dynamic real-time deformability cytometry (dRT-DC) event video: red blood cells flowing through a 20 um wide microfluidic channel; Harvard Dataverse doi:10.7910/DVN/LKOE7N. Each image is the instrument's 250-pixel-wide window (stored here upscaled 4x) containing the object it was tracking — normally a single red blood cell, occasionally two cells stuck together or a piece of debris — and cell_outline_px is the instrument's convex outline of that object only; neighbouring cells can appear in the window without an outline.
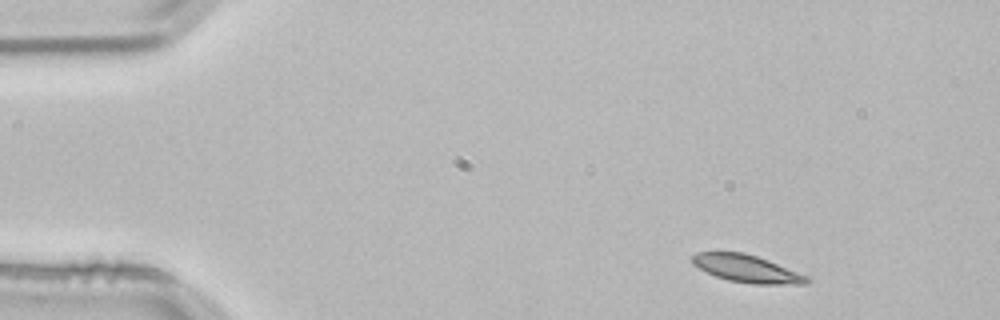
{"species": "common noctule bat (a hibernating species)", "species_latin": "Nyctalus noctula", "temperature_condition": "room temperature", "stored_images_in_passage": 25, "camera_frame_rate_fps": 3000, "um_per_image_px": 0.085, "animal": {"sex": "male", "body_mass_g": 21.5, "forearm_length_mm": 52.0}, "frame": {"image": 1, "passage_image": 1, "time_ms": 0.0, "image_size_px": [1000, 320], "cell_outline_px": [[812, 280], [808, 284], [752, 284], [728, 280], [704, 272], [692, 264], [692, 256], [696, 252], [744, 252], [768, 260], [808, 276]], "centroid_in_image_um": [63.47, 22.84], "position_along_channel_um": 21.5, "area_um2": 18.44}}
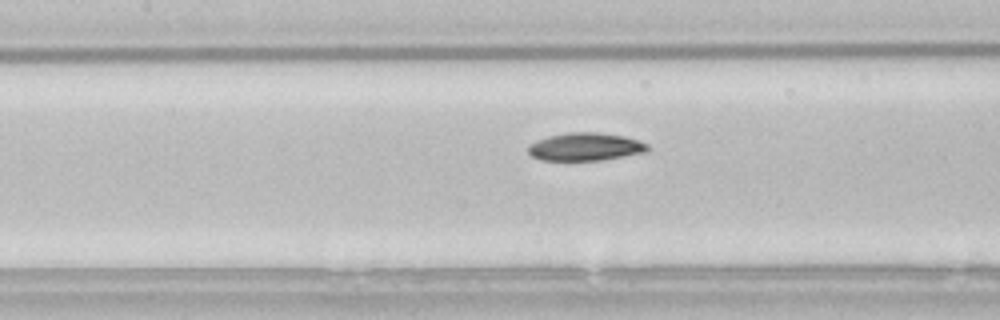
{"frame": {"image": 2, "passage_image": 19, "time_ms": 6.0, "image_size_px": [1000, 320], "cell_outline_px": [[648, 148], [644, 152], [600, 160], [540, 160], [532, 156], [528, 152], [528, 144], [536, 140], [548, 136], [568, 132], [596, 132], [624, 136], [648, 144]], "centroid_in_image_um": [49.68, 12.47], "position_along_channel_um": 157.7, "area_um2": 19.25}}
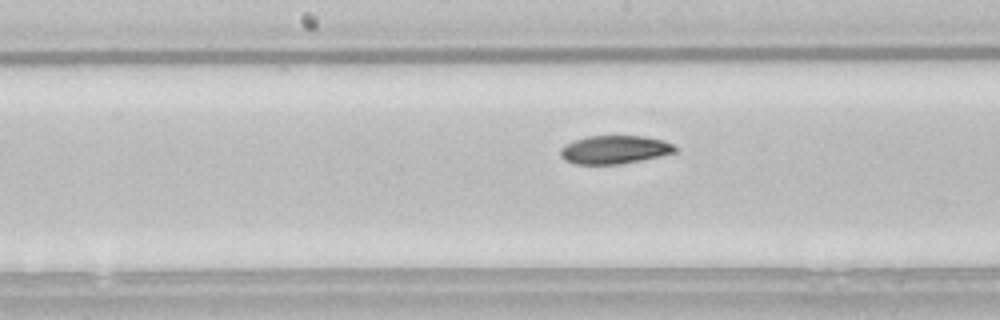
{"frame": {"image": 3, "passage_image": 22, "time_ms": 7.0, "image_size_px": [1000, 320], "cell_outline_px": [[676, 152], [660, 156], [620, 164], [572, 164], [564, 160], [560, 156], [560, 148], [576, 140], [588, 136], [644, 136], [660, 140], [672, 144], [676, 148]], "centroid_in_image_um": [52.2, 12.73], "position_along_channel_um": 196.0, "area_um2": 18.73}}